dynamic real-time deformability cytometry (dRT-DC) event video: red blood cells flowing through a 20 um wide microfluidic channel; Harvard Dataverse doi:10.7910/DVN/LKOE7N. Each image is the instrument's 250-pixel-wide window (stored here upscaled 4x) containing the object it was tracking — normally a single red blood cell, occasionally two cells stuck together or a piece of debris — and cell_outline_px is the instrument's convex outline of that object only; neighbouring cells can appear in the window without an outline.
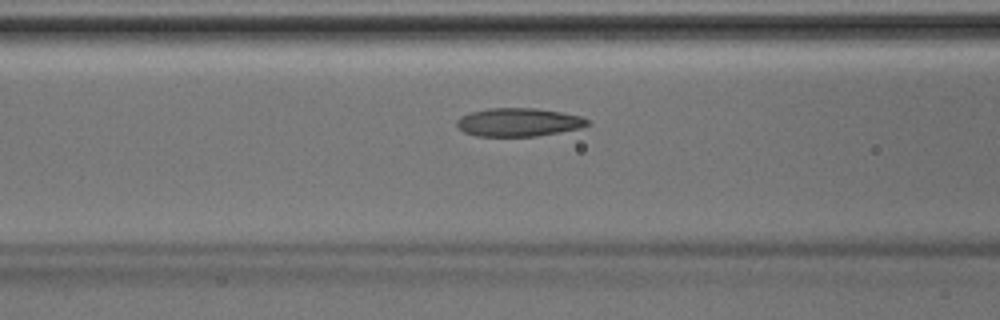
{"species": "Egyptian fruit bat (a non-hibernating species)", "species_latin": "Rousettus aegyptiacus", "temperature_condition": "room temperature", "stored_images_in_passage": 44, "camera_frame_rate_fps": 3000, "um_per_image_px": 0.085, "animal": {"sex": "male"}, "frame": {"image": 1, "passage_image": 18, "time_ms": 5.667, "image_size_px": [1000, 320], "cell_outline_px": [[592, 124], [580, 128], [536, 136], [476, 136], [464, 132], [456, 124], [456, 120], [460, 116], [472, 112], [488, 108], [536, 108], [560, 112], [580, 116], [588, 120]], "centroid_in_image_um": [44.07, 10.39], "position_along_channel_um": 122.5, "area_um2": 21.5}}
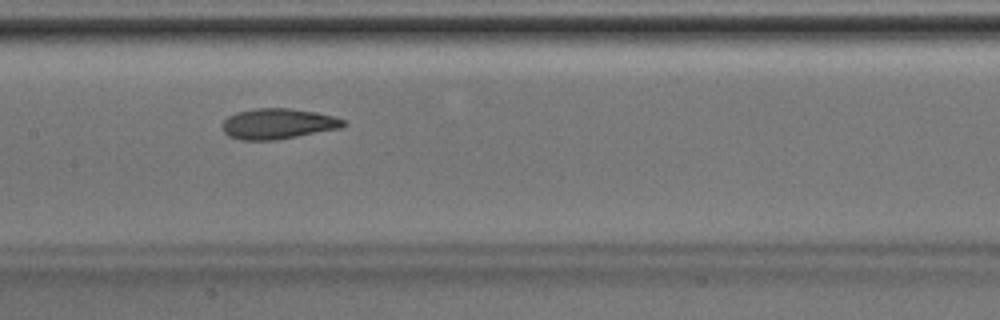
{"frame": {"image": 2, "passage_image": 22, "time_ms": 7.0, "image_size_px": [1000, 320], "cell_outline_px": [[348, 124], [340, 128], [276, 140], [240, 140], [228, 136], [224, 132], [224, 120], [228, 116], [236, 112], [256, 108], [288, 108], [316, 112], [332, 116], [344, 120]], "centroid_in_image_um": [23.62, 10.52], "position_along_channel_um": 183.8, "area_um2": 21.44}}
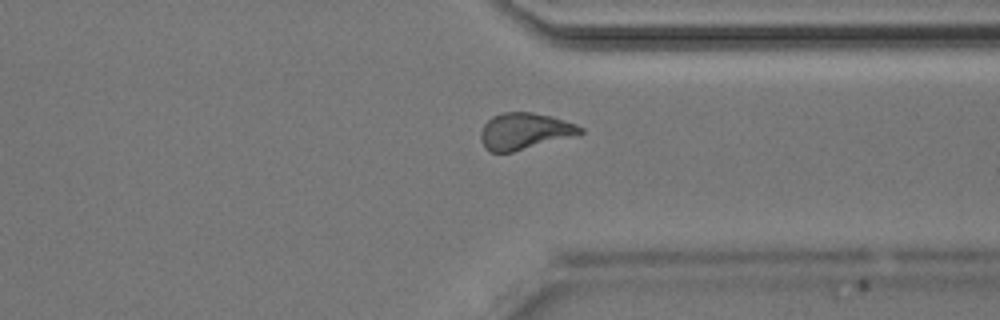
{"frame": {"image": 3, "passage_image": 34, "time_ms": 11.0, "image_size_px": [1000, 320], "cell_outline_px": [[584, 132], [580, 136], [512, 152], [488, 152], [484, 148], [480, 140], [480, 132], [484, 124], [492, 116], [500, 112], [532, 112], [552, 116], [576, 124], [584, 128]], "centroid_in_image_um": [44.62, 11.16], "position_along_channel_um": 366.8, "area_um2": 21.79}}